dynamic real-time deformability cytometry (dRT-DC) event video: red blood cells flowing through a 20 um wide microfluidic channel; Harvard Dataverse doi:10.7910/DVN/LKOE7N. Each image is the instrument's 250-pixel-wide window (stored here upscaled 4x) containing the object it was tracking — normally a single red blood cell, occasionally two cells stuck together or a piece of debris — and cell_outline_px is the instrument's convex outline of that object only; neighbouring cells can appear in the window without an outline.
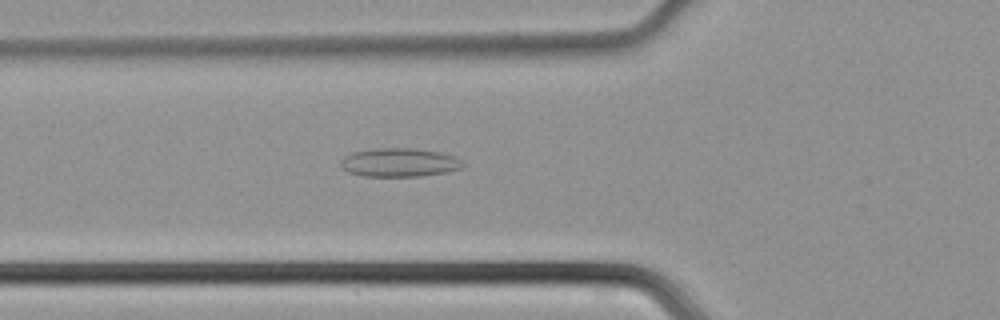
{"species": "common noctule bat (a hibernating species)", "species_latin": "Nyctalus noctula", "temperature_condition": "cold", "stored_images_in_passage": 32, "camera_frame_rate_fps": 3000, "um_per_image_px": 0.085, "animal": {"sex": "male", "body_mass_g": 21.5, "forearm_length_mm": 52.0}, "frame": {"image": 1, "passage_image": 13, "time_ms": 4.0, "image_size_px": [1000, 320], "cell_outline_px": [[464, 164], [460, 168], [448, 172], [420, 176], [364, 176], [348, 172], [340, 164], [340, 160], [344, 156], [352, 152], [372, 148], [416, 148], [440, 152], [456, 156]], "centroid_in_image_um": [33.94, 13.8], "position_along_channel_um": 91.9, "area_um2": 20.52}}
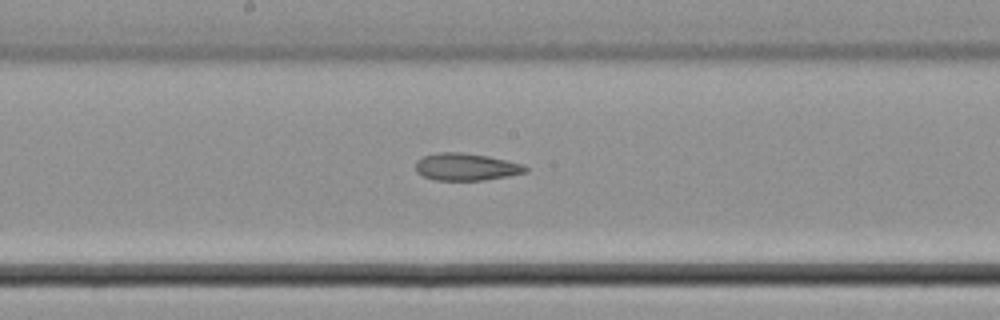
{"frame": {"image": 2, "passage_image": 21, "time_ms": 6.667, "image_size_px": [1000, 320], "cell_outline_px": [[528, 172], [508, 176], [484, 180], [436, 180], [424, 176], [416, 172], [416, 160], [424, 156], [436, 152], [460, 152], [488, 156], [524, 164], [528, 168]], "centroid_in_image_um": [39.63, 14.18], "position_along_channel_um": 208.6, "area_um2": 17.51}}
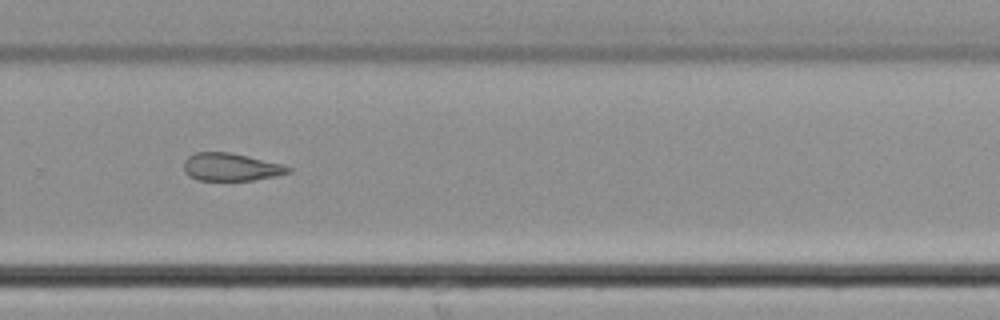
{"frame": {"image": 3, "passage_image": 28, "time_ms": 9.0, "image_size_px": [1000, 320], "cell_outline_px": [[292, 172], [276, 176], [252, 180], [196, 180], [188, 176], [184, 172], [184, 160], [188, 156], [196, 152], [228, 152], [248, 156], [284, 164], [292, 168]], "centroid_in_image_um": [19.63, 14.2], "position_along_channel_um": 310.2, "area_um2": 17.05}}